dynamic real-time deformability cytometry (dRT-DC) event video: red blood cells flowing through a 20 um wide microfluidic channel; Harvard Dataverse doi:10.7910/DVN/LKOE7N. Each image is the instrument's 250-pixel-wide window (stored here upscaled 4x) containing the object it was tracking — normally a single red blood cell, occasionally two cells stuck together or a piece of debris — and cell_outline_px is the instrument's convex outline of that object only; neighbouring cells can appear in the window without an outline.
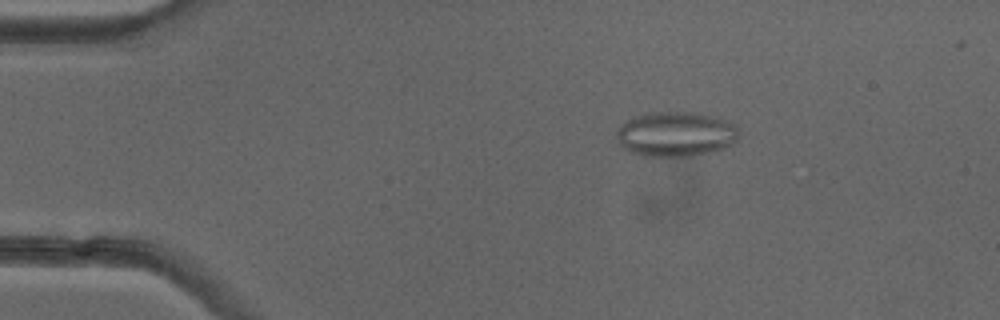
{"species": "common noctule bat (a hibernating species)", "species_latin": "Nyctalus noctula", "temperature_condition": "cold", "stored_images_in_passage": 43, "camera_frame_rate_fps": 3000, "um_per_image_px": 0.085, "animal": {"sex": "female"}, "frame": {"image": 1, "passage_image": 1, "time_ms": 0.0, "image_size_px": [1000, 320], "cell_outline_px": [[740, 132], [736, 140], [724, 148], [712, 152], [692, 156], [652, 156], [632, 152], [624, 148], [620, 144], [616, 136], [616, 132], [620, 124], [632, 116], [652, 112], [692, 112], [716, 116], [736, 124]], "centroid_in_image_um": [57.46, 11.38], "position_along_channel_um": 27.5, "area_um2": 32.19}}
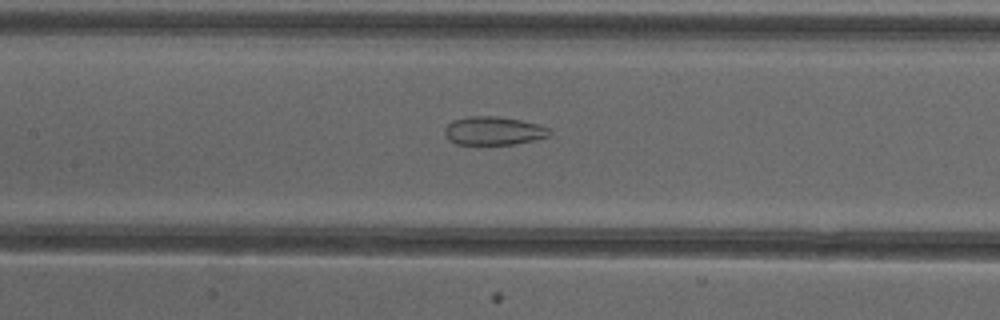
{"frame": {"image": 2, "passage_image": 16, "time_ms": 5.0, "image_size_px": [1000, 320], "cell_outline_px": [[552, 132], [548, 136], [536, 140], [512, 144], [456, 144], [448, 140], [444, 136], [444, 128], [452, 120], [468, 116], [496, 116], [520, 120], [540, 124], [548, 128]], "centroid_in_image_um": [41.93, 11.11], "position_along_channel_um": 165.5, "area_um2": 17.51}}
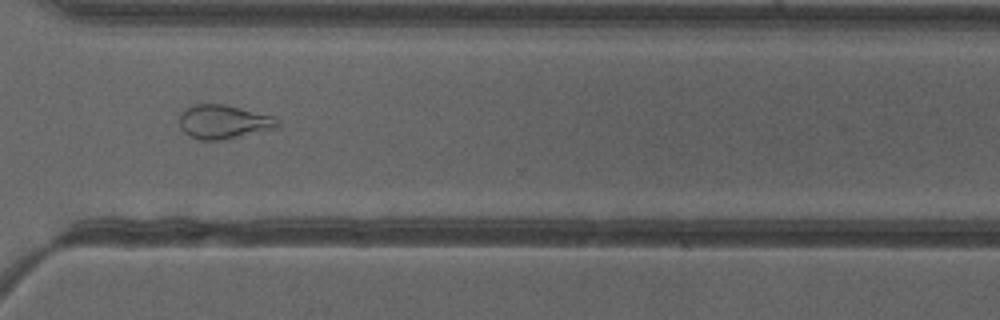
{"frame": {"image": 3, "passage_image": 30, "time_ms": 9.667, "image_size_px": [1000, 320], "cell_outline_px": [[280, 124], [276, 128], [220, 140], [200, 140], [188, 136], [180, 128], [180, 112], [184, 108], [192, 104], [224, 104], [272, 116], [280, 120]], "centroid_in_image_um": [18.95, 10.35], "position_along_channel_um": 351.6, "area_um2": 19.36}, "authors_computed_cell_mechanics": {"area_um2": 21.6172, "velocity_mm_per_s": 3.9962, "shape_relaxation_time_tau1_ms": null, "shape_relaxation_time_tau2_ms": 1.8216, "deformation_change_tau1": null, "deformation_change_tau2": 0.0976}}